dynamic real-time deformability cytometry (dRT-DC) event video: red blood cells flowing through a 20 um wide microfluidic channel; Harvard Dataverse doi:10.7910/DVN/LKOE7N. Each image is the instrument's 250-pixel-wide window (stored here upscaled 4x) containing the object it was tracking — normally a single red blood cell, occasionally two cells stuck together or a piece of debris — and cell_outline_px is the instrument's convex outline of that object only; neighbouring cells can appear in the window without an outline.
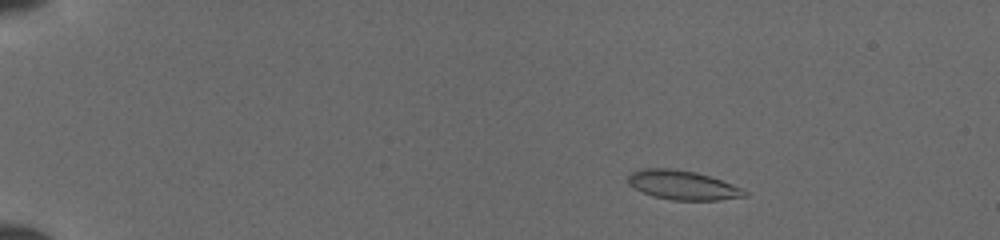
{"species": "common noctule bat (a hibernating species)", "species_latin": "Nyctalus noctula", "temperature_condition": "cold", "stored_images_in_passage": 42, "camera_frame_rate_fps": 3000, "um_per_image_px": 0.085, "animal": {"sex": "female", "body_mass_g": 19.5, "forearm_length_mm": 54.1}, "frame": {"image": 1, "passage_image": 6, "time_ms": 2.0, "image_size_px": [1000, 240], "cell_outline_px": [[748, 196], [716, 200], [672, 200], [652, 196], [628, 184], [628, 176], [632, 172], [644, 168], [672, 168], [696, 172], [732, 184], [748, 192]], "centroid_in_image_um": [58.02, 15.73], "position_along_channel_um": 27.0, "area_um2": 19.65}}
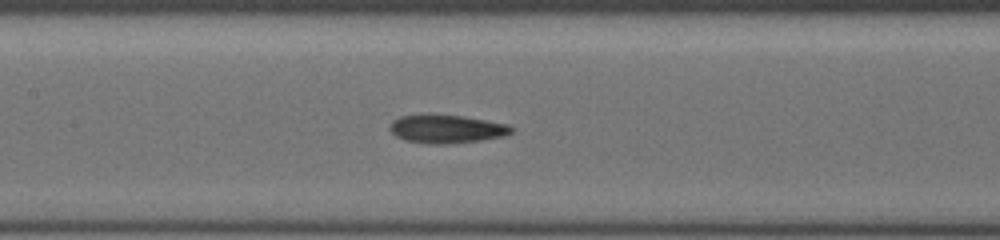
{"frame": {"image": 2, "passage_image": 21, "time_ms": 8.0, "image_size_px": [1000, 240], "cell_outline_px": [[516, 128], [512, 132], [504, 136], [480, 140], [444, 144], [432, 144], [404, 140], [396, 136], [388, 128], [388, 124], [392, 120], [400, 116], [464, 116], [508, 124]], "centroid_in_image_um": [37.98, 10.98], "position_along_channel_um": 169.4, "area_um2": 19.77}}
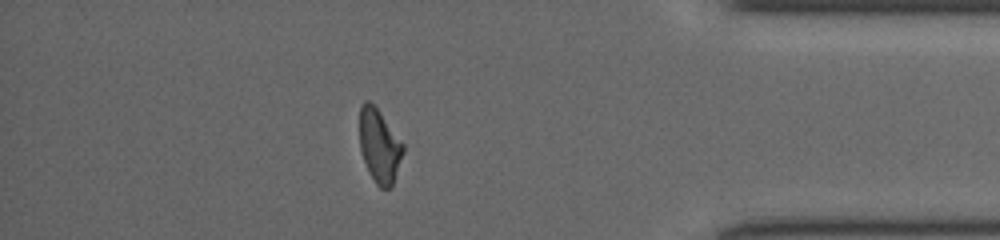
{"frame": {"image": 3, "passage_image": 37, "time_ms": 14.333, "image_size_px": [1000, 240], "cell_outline_px": [[404, 152], [392, 188], [380, 188], [376, 184], [364, 160], [360, 148], [360, 104], [364, 100], [368, 100], [380, 112], [404, 144]], "centroid_in_image_um": [32.27, 12.4], "position_along_channel_um": 402.9, "area_um2": 18.55}}